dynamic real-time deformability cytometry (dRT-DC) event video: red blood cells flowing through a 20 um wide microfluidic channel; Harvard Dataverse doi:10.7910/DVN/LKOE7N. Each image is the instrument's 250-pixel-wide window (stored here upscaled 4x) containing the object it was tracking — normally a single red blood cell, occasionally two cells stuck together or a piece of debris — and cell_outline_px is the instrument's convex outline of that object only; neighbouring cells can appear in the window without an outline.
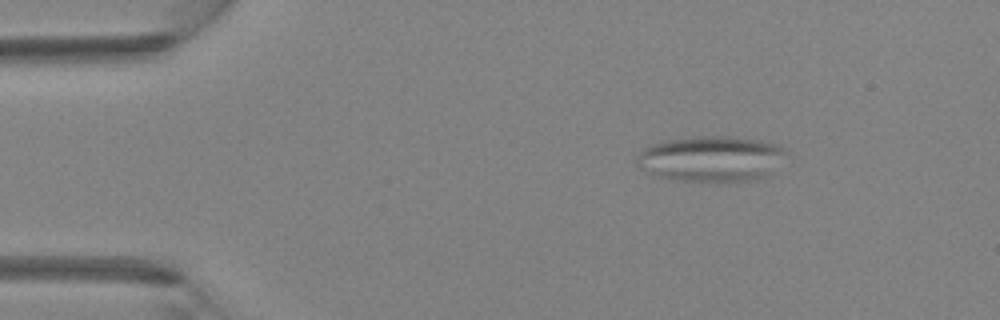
{"species": "Egyptian fruit bat (a non-hibernating species)", "species_latin": "Rousettus aegyptiacus", "temperature_condition": "room temperature", "stored_images_in_passage": 5, "camera_frame_rate_fps": 3000, "um_per_image_px": 0.085, "animal": {"sex": "female"}, "frame": {"image": 1, "passage_image": 3, "time_ms": 0.667, "image_size_px": [1000, 320], "cell_outline_px": [[788, 152], [764, 176], [756, 180], [724, 184], [672, 180], [648, 172], [640, 168], [636, 164], [636, 156], [644, 148], [652, 144], [668, 140], [700, 136], [728, 136], [760, 140], [776, 144], [784, 148]], "centroid_in_image_um": [60.42, 13.53], "position_along_channel_um": 24.6, "area_um2": 40.17}}
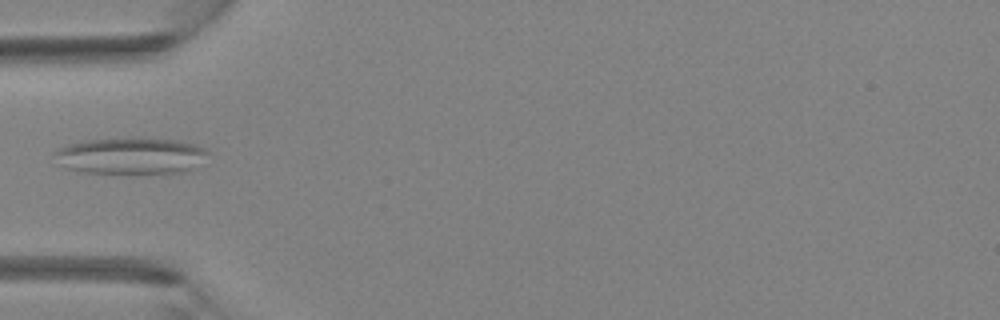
{"frame": {"image": 2, "passage_image": 5, "time_ms": 1.333, "image_size_px": [1000, 320], "cell_outline_px": [[208, 152], [192, 168], [184, 172], [80, 172], [68, 168], [52, 152], [68, 144], [84, 140], [132, 136], [136, 136], [180, 140], [196, 144], [204, 148]], "centroid_in_image_um": [11.12, 13.18], "position_along_channel_um": 73.9, "area_um2": 32.43}}